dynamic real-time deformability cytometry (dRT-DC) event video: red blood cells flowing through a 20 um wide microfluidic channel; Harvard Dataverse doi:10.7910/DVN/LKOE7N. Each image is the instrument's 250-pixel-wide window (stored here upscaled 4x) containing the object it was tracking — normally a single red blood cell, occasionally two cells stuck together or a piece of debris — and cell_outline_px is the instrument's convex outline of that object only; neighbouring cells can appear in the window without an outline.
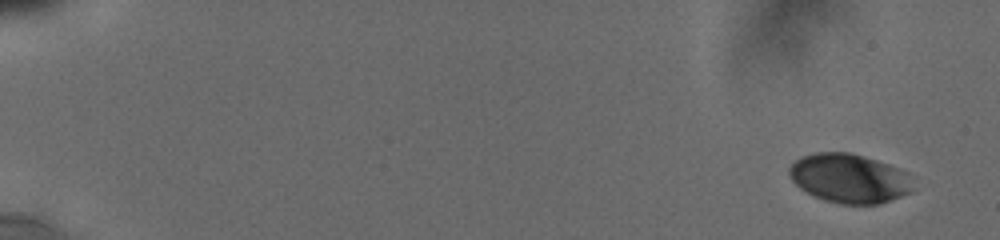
{"species": "human", "species_latin": "Homo sapiens", "temperature_condition": "cold", "stored_images_in_passage": 63, "camera_frame_rate_fps": 3000, "um_per_image_px": 0.085, "donor": {"sex": "male"}, "frame": {"image": 1, "passage_image": 1, "time_ms": 0.0, "image_size_px": [1000, 240], "cell_outline_px": [[916, 188], [912, 192], [880, 204], [840, 204], [824, 200], [812, 196], [800, 188], [792, 180], [788, 172], [788, 168], [800, 156], [816, 152], [848, 152], [864, 156], [888, 164], [908, 172]], "centroid_in_image_um": [72.21, 15.17], "position_along_channel_um": 12.8, "area_um2": 35.89}}
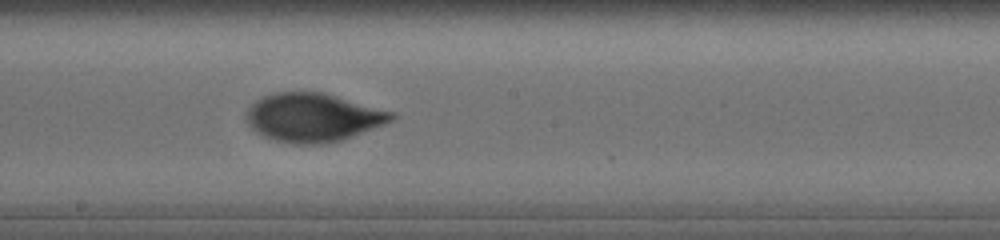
{"frame": {"image": 2, "passage_image": 36, "time_ms": 10.333, "image_size_px": [1000, 240], "cell_outline_px": [[396, 116], [392, 120], [384, 124], [352, 136], [328, 144], [292, 144], [276, 140], [264, 136], [256, 132], [248, 124], [244, 116], [244, 112], [256, 100], [264, 96], [276, 92], [324, 92], [396, 112]], "centroid_in_image_um": [26.6, 9.98], "position_along_channel_um": 221.6, "area_um2": 41.27}}
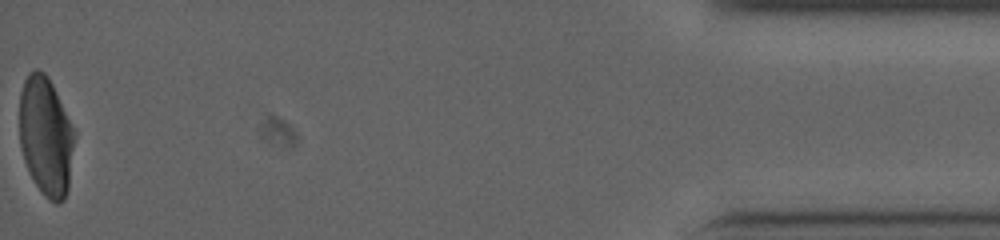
{"frame": {"image": 3, "passage_image": 63, "time_ms": 18.0, "image_size_px": [1000, 240], "cell_outline_px": [[76, 136], [68, 188], [64, 200], [60, 204], [56, 204], [48, 200], [40, 192], [28, 172], [20, 148], [20, 92], [24, 80], [28, 72], [36, 68], [44, 72], [48, 76], [56, 92]], "centroid_in_image_um": [3.89, 11.61], "position_along_channel_um": 431.3, "area_um2": 38.49}, "authors_computed_cell_mechanics": {"area_um2": 39.4774, "velocity_mm_per_s": 3.7947, "shape_relaxation_time_tau1_ms": 6.0137, "shape_relaxation_time_tau2_ms": 1.0665, "deformation_change_tau1": 0.1833, "deformation_change_tau2": 0.0495}}